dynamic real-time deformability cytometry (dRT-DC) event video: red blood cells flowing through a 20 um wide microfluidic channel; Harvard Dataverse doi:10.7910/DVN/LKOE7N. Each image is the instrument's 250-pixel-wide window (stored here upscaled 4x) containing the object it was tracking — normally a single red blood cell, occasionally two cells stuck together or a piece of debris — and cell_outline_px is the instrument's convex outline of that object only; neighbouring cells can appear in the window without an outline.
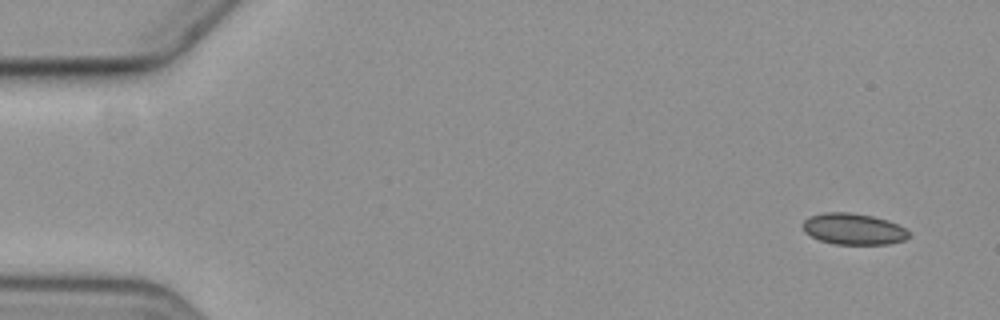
{"species": "common noctule bat (a hibernating species)", "species_latin": "Nyctalus noctula", "temperature_condition": "cold", "stored_images_in_passage": 5, "camera_frame_rate_fps": 3000, "um_per_image_px": 0.085, "animal": {"sex": "female", "body_mass_g": 19.3, "forearm_length_mm": 54.1}, "frame": {"image": 1, "passage_image": 1, "time_ms": 0.0, "image_size_px": [1000, 320], "cell_outline_px": [[908, 236], [904, 240], [888, 244], [832, 244], [820, 240], [804, 232], [804, 220], [812, 216], [824, 212], [848, 212], [872, 216], [896, 224], [904, 228], [908, 232]], "centroid_in_image_um": [72.52, 19.47], "position_along_channel_um": 12.5, "area_um2": 18.96}}
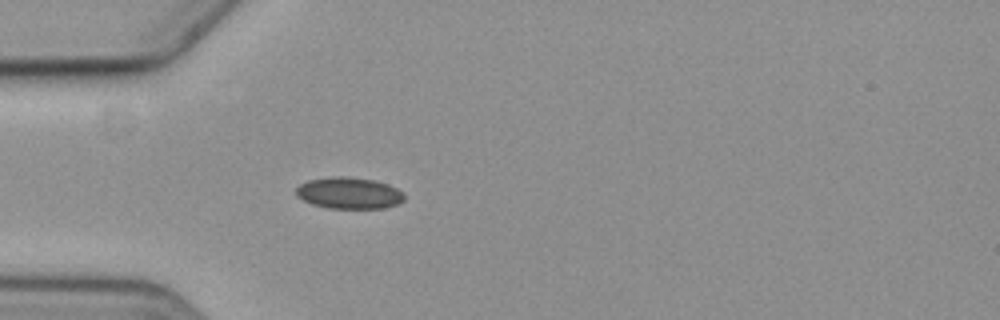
{"frame": {"image": 2, "passage_image": 5, "time_ms": 4.667, "image_size_px": [1000, 320], "cell_outline_px": [[404, 200], [400, 204], [384, 208], [328, 208], [312, 204], [296, 196], [296, 188], [300, 184], [308, 180], [336, 176], [344, 176], [372, 180], [388, 184], [396, 188], [404, 196]], "centroid_in_image_um": [29.66, 16.42], "position_along_channel_um": 55.3, "area_um2": 19.77}}